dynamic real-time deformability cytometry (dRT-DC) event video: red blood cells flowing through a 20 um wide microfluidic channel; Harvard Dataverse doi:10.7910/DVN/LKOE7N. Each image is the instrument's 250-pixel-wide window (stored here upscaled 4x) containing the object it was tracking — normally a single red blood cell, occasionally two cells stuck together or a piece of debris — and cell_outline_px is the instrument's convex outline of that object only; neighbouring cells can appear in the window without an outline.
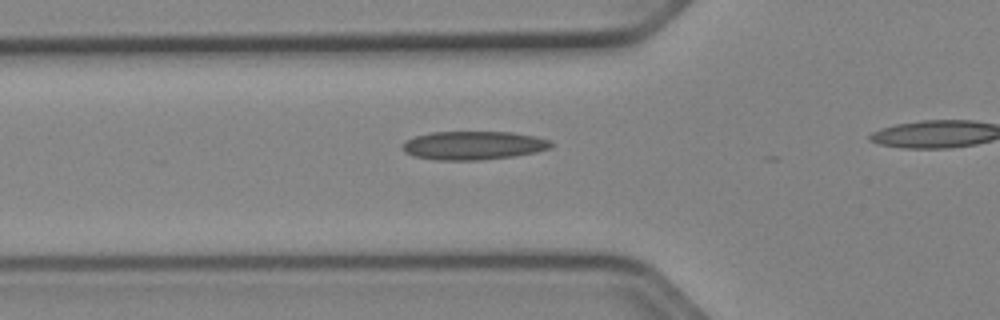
{"species": "Egyptian fruit bat (a non-hibernating species)", "species_latin": "Rousettus aegyptiacus", "temperature_condition": "cold", "stored_images_in_passage": 12, "camera_frame_rate_fps": 3000, "um_per_image_px": 0.085, "animal": {"sex": "female"}, "frame": {"image": 1, "passage_image": 2, "time_ms": 0.333, "image_size_px": [1000, 320], "cell_outline_px": [[552, 148], [536, 152], [516, 156], [480, 160], [436, 160], [412, 156], [404, 152], [400, 148], [404, 140], [416, 136], [432, 132], [512, 132], [552, 140]], "centroid_in_image_um": [40.21, 12.37], "position_along_channel_um": 85.6, "area_um2": 24.97}}
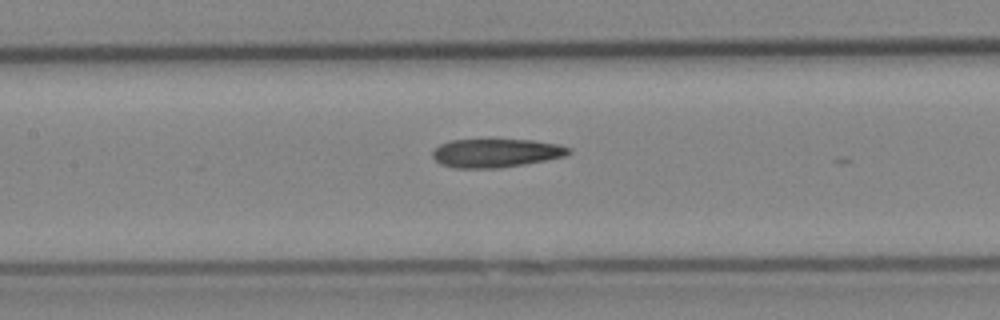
{"frame": {"image": 2, "passage_image": 8, "time_ms": 2.333, "image_size_px": [1000, 320], "cell_outline_px": [[572, 152], [564, 156], [548, 160], [500, 168], [456, 168], [440, 164], [432, 156], [432, 152], [440, 144], [452, 140], [532, 140], [560, 144], [572, 148]], "centroid_in_image_um": [42.2, 13.01], "position_along_channel_um": 165.2, "area_um2": 22.72}}
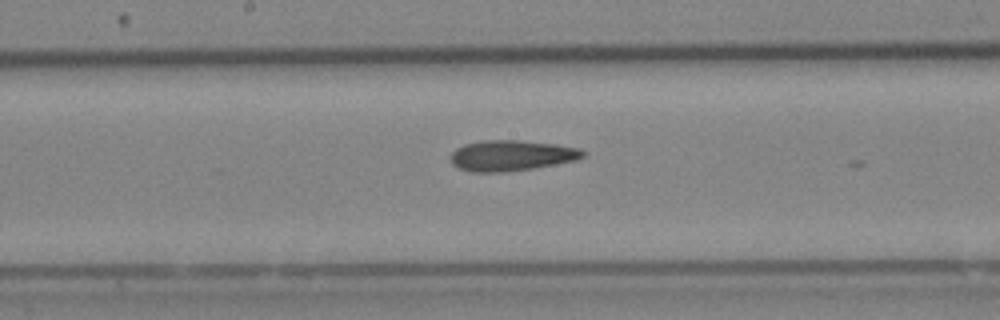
{"frame": {"image": 3, "passage_image": 11, "time_ms": 3.333, "image_size_px": [1000, 320], "cell_outline_px": [[588, 152], [584, 156], [576, 160], [556, 164], [532, 168], [500, 172], [468, 172], [452, 164], [448, 156], [456, 148], [464, 144], [480, 140], [520, 140], [556, 144], [580, 148]], "centroid_in_image_um": [43.45, 13.21], "position_along_channel_um": 204.7, "area_um2": 23.87}}